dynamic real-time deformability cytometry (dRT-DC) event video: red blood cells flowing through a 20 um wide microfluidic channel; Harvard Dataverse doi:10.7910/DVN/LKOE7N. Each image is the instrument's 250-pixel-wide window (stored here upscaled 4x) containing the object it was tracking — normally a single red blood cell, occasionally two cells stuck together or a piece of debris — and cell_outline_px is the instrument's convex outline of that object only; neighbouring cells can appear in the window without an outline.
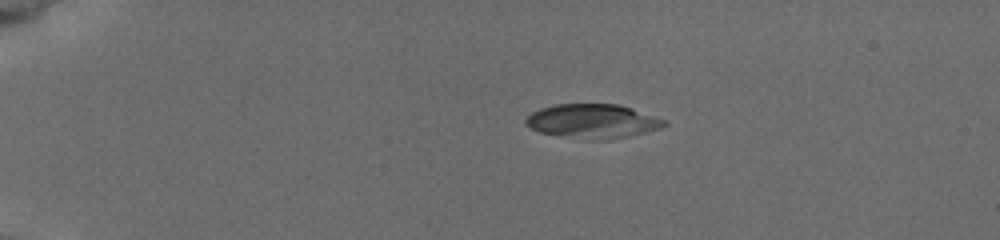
{"species": "common noctule bat (a hibernating species)", "species_latin": "Nyctalus noctula", "temperature_condition": "cold", "stored_images_in_passage": 7, "camera_frame_rate_fps": 3000, "um_per_image_px": 0.085, "animal": {"sex": "female", "body_mass_g": 19.5, "forearm_length_mm": 54.1}, "frame": {"image": 1, "passage_image": 7, "time_ms": 6.333, "image_size_px": [1000, 240], "cell_outline_px": [[668, 124], [660, 128], [628, 136], [608, 140], [588, 140], [540, 132], [524, 124], [524, 120], [532, 112], [540, 108], [552, 104], [616, 104], [632, 108], [668, 120]], "centroid_in_image_um": [50.38, 10.3], "position_along_channel_um": 34.6, "area_um2": 27.69}}